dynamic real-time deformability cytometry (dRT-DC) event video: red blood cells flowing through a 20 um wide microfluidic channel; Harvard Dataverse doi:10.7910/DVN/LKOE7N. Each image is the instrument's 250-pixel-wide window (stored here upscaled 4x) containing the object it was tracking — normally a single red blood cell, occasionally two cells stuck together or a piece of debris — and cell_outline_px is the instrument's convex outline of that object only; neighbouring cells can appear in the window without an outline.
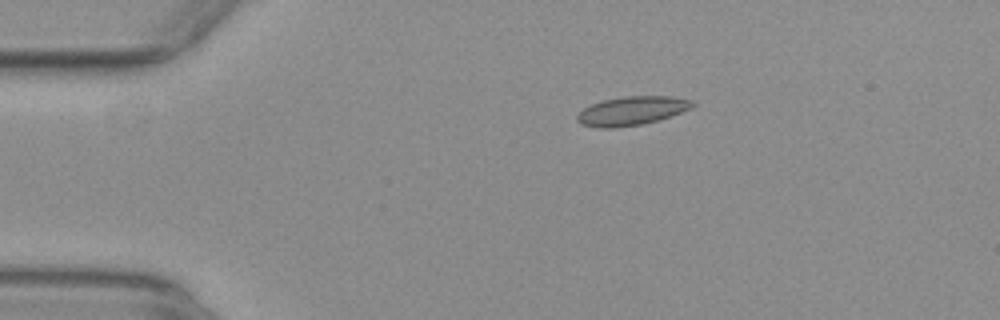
{"species": "common noctule bat (a hibernating species)", "species_latin": "Nyctalus noctula", "temperature_condition": "warm", "stored_images_in_passage": 44, "camera_frame_rate_fps": 3000, "um_per_image_px": 0.085, "animal": {"sex": "female", "body_mass_g": 29.2, "forearm_length_mm": 56.3}, "frame": {"image": 1, "passage_image": 1, "time_ms": 0.0, "image_size_px": [1000, 320], "cell_outline_px": [[696, 104], [680, 112], [656, 120], [640, 124], [612, 128], [600, 128], [580, 124], [576, 120], [576, 116], [584, 108], [592, 104], [604, 100], [624, 96], [672, 96], [692, 100]], "centroid_in_image_um": [53.66, 9.41], "position_along_channel_um": 31.3, "area_um2": 19.02}}
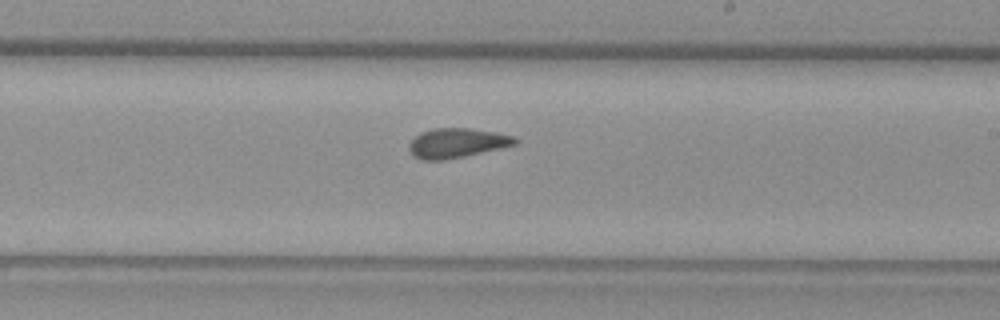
{"frame": {"image": 2, "passage_image": 22, "time_ms": 7.0, "image_size_px": [1000, 320], "cell_outline_px": [[520, 140], [516, 144], [500, 148], [464, 156], [444, 160], [424, 160], [416, 156], [408, 148], [408, 144], [420, 132], [432, 128], [468, 128], [496, 132], [516, 136]], "centroid_in_image_um": [38.87, 12.14], "position_along_channel_um": 250.1, "area_um2": 18.21}}
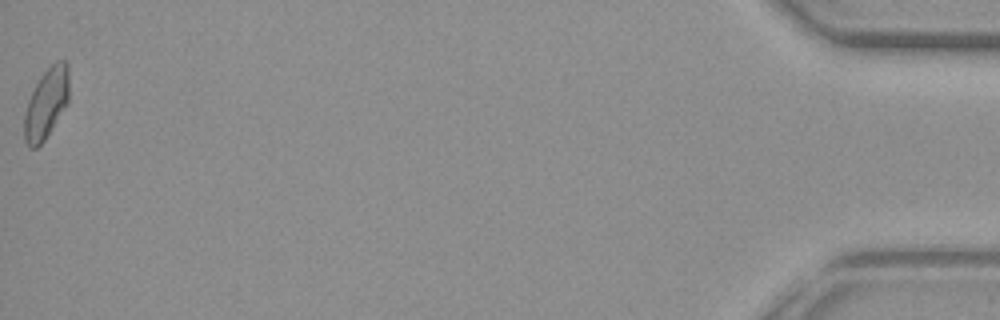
{"frame": {"image": 3, "passage_image": 44, "time_ms": 14.333, "image_size_px": [1000, 320], "cell_outline_px": [[68, 104], [44, 140], [36, 148], [28, 148], [24, 140], [24, 112], [28, 100], [40, 76], [56, 60], [64, 60], [68, 64]], "centroid_in_image_um": [3.92, 8.8], "position_along_channel_um": 431.3, "area_um2": 18.38}, "authors_computed_cell_mechanics": {"area_um2": 18.2937, "velocity_mm_per_s": 3.8864, "shape_relaxation_time_tau1_ms": null, "shape_relaxation_time_tau2_ms": 0.6874, "deformation_change_tau1": null, "deformation_change_tau2": 0.0569}}